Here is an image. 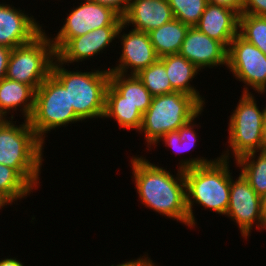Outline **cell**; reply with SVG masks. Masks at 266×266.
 Returning a JSON list of instances; mask_svg holds the SVG:
<instances>
[{
	"instance_id": "f35d334b",
	"label": "cell",
	"mask_w": 266,
	"mask_h": 266,
	"mask_svg": "<svg viewBox=\"0 0 266 266\" xmlns=\"http://www.w3.org/2000/svg\"><path fill=\"white\" fill-rule=\"evenodd\" d=\"M4 120V118L0 115V123Z\"/></svg>"
},
{
	"instance_id": "7a4b0ae2",
	"label": "cell",
	"mask_w": 266,
	"mask_h": 266,
	"mask_svg": "<svg viewBox=\"0 0 266 266\" xmlns=\"http://www.w3.org/2000/svg\"><path fill=\"white\" fill-rule=\"evenodd\" d=\"M229 162L221 157L212 160L198 156L180 159L178 167L184 170L190 228L197 224L193 212L195 204L225 216L232 175Z\"/></svg>"
},
{
	"instance_id": "1f68e13d",
	"label": "cell",
	"mask_w": 266,
	"mask_h": 266,
	"mask_svg": "<svg viewBox=\"0 0 266 266\" xmlns=\"http://www.w3.org/2000/svg\"><path fill=\"white\" fill-rule=\"evenodd\" d=\"M208 3L213 5H223L229 7L239 14H242V0H207Z\"/></svg>"
},
{
	"instance_id": "2e32d148",
	"label": "cell",
	"mask_w": 266,
	"mask_h": 266,
	"mask_svg": "<svg viewBox=\"0 0 266 266\" xmlns=\"http://www.w3.org/2000/svg\"><path fill=\"white\" fill-rule=\"evenodd\" d=\"M174 19L168 0H131L122 23L133 30L149 33Z\"/></svg>"
},
{
	"instance_id": "484cf974",
	"label": "cell",
	"mask_w": 266,
	"mask_h": 266,
	"mask_svg": "<svg viewBox=\"0 0 266 266\" xmlns=\"http://www.w3.org/2000/svg\"><path fill=\"white\" fill-rule=\"evenodd\" d=\"M137 76L152 96L175 92L171 87L165 65L159 59L142 69Z\"/></svg>"
},
{
	"instance_id": "8d00e7d4",
	"label": "cell",
	"mask_w": 266,
	"mask_h": 266,
	"mask_svg": "<svg viewBox=\"0 0 266 266\" xmlns=\"http://www.w3.org/2000/svg\"><path fill=\"white\" fill-rule=\"evenodd\" d=\"M263 135L266 141V112L264 114V121H263Z\"/></svg>"
},
{
	"instance_id": "ffe728a7",
	"label": "cell",
	"mask_w": 266,
	"mask_h": 266,
	"mask_svg": "<svg viewBox=\"0 0 266 266\" xmlns=\"http://www.w3.org/2000/svg\"><path fill=\"white\" fill-rule=\"evenodd\" d=\"M159 60L165 65L172 89L175 92L194 96L205 107L204 97L190 83L200 70L180 54L166 55Z\"/></svg>"
},
{
	"instance_id": "3957f363",
	"label": "cell",
	"mask_w": 266,
	"mask_h": 266,
	"mask_svg": "<svg viewBox=\"0 0 266 266\" xmlns=\"http://www.w3.org/2000/svg\"><path fill=\"white\" fill-rule=\"evenodd\" d=\"M13 115L0 123V164L15 169L36 190L41 183L44 143L36 136L29 120L16 125Z\"/></svg>"
},
{
	"instance_id": "d4e9b609",
	"label": "cell",
	"mask_w": 266,
	"mask_h": 266,
	"mask_svg": "<svg viewBox=\"0 0 266 266\" xmlns=\"http://www.w3.org/2000/svg\"><path fill=\"white\" fill-rule=\"evenodd\" d=\"M239 35L266 55V17L240 14Z\"/></svg>"
},
{
	"instance_id": "e575fe53",
	"label": "cell",
	"mask_w": 266,
	"mask_h": 266,
	"mask_svg": "<svg viewBox=\"0 0 266 266\" xmlns=\"http://www.w3.org/2000/svg\"><path fill=\"white\" fill-rule=\"evenodd\" d=\"M261 206H262V214L266 222V192L263 195H261Z\"/></svg>"
},
{
	"instance_id": "f1b7e54d",
	"label": "cell",
	"mask_w": 266,
	"mask_h": 266,
	"mask_svg": "<svg viewBox=\"0 0 266 266\" xmlns=\"http://www.w3.org/2000/svg\"><path fill=\"white\" fill-rule=\"evenodd\" d=\"M242 14L266 17V0H242Z\"/></svg>"
},
{
	"instance_id": "5bb4252c",
	"label": "cell",
	"mask_w": 266,
	"mask_h": 266,
	"mask_svg": "<svg viewBox=\"0 0 266 266\" xmlns=\"http://www.w3.org/2000/svg\"><path fill=\"white\" fill-rule=\"evenodd\" d=\"M28 15L25 10L0 3V45L13 49L31 42L43 31L34 16Z\"/></svg>"
},
{
	"instance_id": "d6986e66",
	"label": "cell",
	"mask_w": 266,
	"mask_h": 266,
	"mask_svg": "<svg viewBox=\"0 0 266 266\" xmlns=\"http://www.w3.org/2000/svg\"><path fill=\"white\" fill-rule=\"evenodd\" d=\"M35 90L25 83L6 77L0 81V115L4 119L9 113L20 108L25 120H29L34 110ZM19 107V108H18Z\"/></svg>"
},
{
	"instance_id": "8fae6325",
	"label": "cell",
	"mask_w": 266,
	"mask_h": 266,
	"mask_svg": "<svg viewBox=\"0 0 266 266\" xmlns=\"http://www.w3.org/2000/svg\"><path fill=\"white\" fill-rule=\"evenodd\" d=\"M231 176L229 204L226 216L238 225L241 236L247 239L255 228L266 230L262 214L261 196L258 195L245 178L239 173L236 180ZM248 236V237H247Z\"/></svg>"
},
{
	"instance_id": "603a6c76",
	"label": "cell",
	"mask_w": 266,
	"mask_h": 266,
	"mask_svg": "<svg viewBox=\"0 0 266 266\" xmlns=\"http://www.w3.org/2000/svg\"><path fill=\"white\" fill-rule=\"evenodd\" d=\"M33 187L13 168L0 164V193L12 204L33 193Z\"/></svg>"
},
{
	"instance_id": "6da1fadb",
	"label": "cell",
	"mask_w": 266,
	"mask_h": 266,
	"mask_svg": "<svg viewBox=\"0 0 266 266\" xmlns=\"http://www.w3.org/2000/svg\"><path fill=\"white\" fill-rule=\"evenodd\" d=\"M130 161L142 205L190 228L184 170L178 168L177 175H173L139 155Z\"/></svg>"
},
{
	"instance_id": "9c48e42d",
	"label": "cell",
	"mask_w": 266,
	"mask_h": 266,
	"mask_svg": "<svg viewBox=\"0 0 266 266\" xmlns=\"http://www.w3.org/2000/svg\"><path fill=\"white\" fill-rule=\"evenodd\" d=\"M79 6L73 7L65 19L63 26L54 38H51L57 53L71 38L84 35L105 26H120L122 17L112 8L90 0H83Z\"/></svg>"
},
{
	"instance_id": "ba28073f",
	"label": "cell",
	"mask_w": 266,
	"mask_h": 266,
	"mask_svg": "<svg viewBox=\"0 0 266 266\" xmlns=\"http://www.w3.org/2000/svg\"><path fill=\"white\" fill-rule=\"evenodd\" d=\"M56 53L43 30L31 42L12 49L6 78L30 85L35 91L51 74Z\"/></svg>"
},
{
	"instance_id": "44dd1931",
	"label": "cell",
	"mask_w": 266,
	"mask_h": 266,
	"mask_svg": "<svg viewBox=\"0 0 266 266\" xmlns=\"http://www.w3.org/2000/svg\"><path fill=\"white\" fill-rule=\"evenodd\" d=\"M189 26L177 19L149 32L151 43L159 58L179 54Z\"/></svg>"
},
{
	"instance_id": "d590c367",
	"label": "cell",
	"mask_w": 266,
	"mask_h": 266,
	"mask_svg": "<svg viewBox=\"0 0 266 266\" xmlns=\"http://www.w3.org/2000/svg\"><path fill=\"white\" fill-rule=\"evenodd\" d=\"M7 205H12L1 193H0V209Z\"/></svg>"
},
{
	"instance_id": "4316f807",
	"label": "cell",
	"mask_w": 266,
	"mask_h": 266,
	"mask_svg": "<svg viewBox=\"0 0 266 266\" xmlns=\"http://www.w3.org/2000/svg\"><path fill=\"white\" fill-rule=\"evenodd\" d=\"M143 114L130 103L105 102L103 119L114 118L122 129L139 131Z\"/></svg>"
},
{
	"instance_id": "ab89813d",
	"label": "cell",
	"mask_w": 266,
	"mask_h": 266,
	"mask_svg": "<svg viewBox=\"0 0 266 266\" xmlns=\"http://www.w3.org/2000/svg\"><path fill=\"white\" fill-rule=\"evenodd\" d=\"M150 266H157L154 262Z\"/></svg>"
},
{
	"instance_id": "7402d4cb",
	"label": "cell",
	"mask_w": 266,
	"mask_h": 266,
	"mask_svg": "<svg viewBox=\"0 0 266 266\" xmlns=\"http://www.w3.org/2000/svg\"><path fill=\"white\" fill-rule=\"evenodd\" d=\"M250 152L235 160L240 174L258 195L266 192V150Z\"/></svg>"
},
{
	"instance_id": "f546056e",
	"label": "cell",
	"mask_w": 266,
	"mask_h": 266,
	"mask_svg": "<svg viewBox=\"0 0 266 266\" xmlns=\"http://www.w3.org/2000/svg\"><path fill=\"white\" fill-rule=\"evenodd\" d=\"M90 1L96 2L103 6L110 7L115 12H117L121 17H123L129 8L131 0H90Z\"/></svg>"
},
{
	"instance_id": "5b68a950",
	"label": "cell",
	"mask_w": 266,
	"mask_h": 266,
	"mask_svg": "<svg viewBox=\"0 0 266 266\" xmlns=\"http://www.w3.org/2000/svg\"><path fill=\"white\" fill-rule=\"evenodd\" d=\"M204 106L194 97L181 92L153 96L152 103L142 116L138 132L144 133L147 147L151 150L166 133L177 131L194 117Z\"/></svg>"
},
{
	"instance_id": "9a60e30c",
	"label": "cell",
	"mask_w": 266,
	"mask_h": 266,
	"mask_svg": "<svg viewBox=\"0 0 266 266\" xmlns=\"http://www.w3.org/2000/svg\"><path fill=\"white\" fill-rule=\"evenodd\" d=\"M120 26L97 28L84 35L71 38L57 53L56 58L63 64L82 62L103 52L117 38Z\"/></svg>"
},
{
	"instance_id": "4dcf8cb0",
	"label": "cell",
	"mask_w": 266,
	"mask_h": 266,
	"mask_svg": "<svg viewBox=\"0 0 266 266\" xmlns=\"http://www.w3.org/2000/svg\"><path fill=\"white\" fill-rule=\"evenodd\" d=\"M11 51L12 49L0 45V81L6 77Z\"/></svg>"
},
{
	"instance_id": "e0dca14e",
	"label": "cell",
	"mask_w": 266,
	"mask_h": 266,
	"mask_svg": "<svg viewBox=\"0 0 266 266\" xmlns=\"http://www.w3.org/2000/svg\"><path fill=\"white\" fill-rule=\"evenodd\" d=\"M239 15L229 7L208 3L195 27L228 49L233 38L239 34Z\"/></svg>"
},
{
	"instance_id": "cb8c5ba5",
	"label": "cell",
	"mask_w": 266,
	"mask_h": 266,
	"mask_svg": "<svg viewBox=\"0 0 266 266\" xmlns=\"http://www.w3.org/2000/svg\"><path fill=\"white\" fill-rule=\"evenodd\" d=\"M203 111L204 110H202L196 117L184 126H181L177 131L166 133L155 145L158 146L157 144H160V142L163 141L165 147L167 146L170 149L172 148V150L178 154L190 151L191 148L193 149V147L197 145L196 142H198V133L195 131L196 128H198V124L196 125L195 120Z\"/></svg>"
},
{
	"instance_id": "836d02e7",
	"label": "cell",
	"mask_w": 266,
	"mask_h": 266,
	"mask_svg": "<svg viewBox=\"0 0 266 266\" xmlns=\"http://www.w3.org/2000/svg\"><path fill=\"white\" fill-rule=\"evenodd\" d=\"M0 266H24L20 260L15 257L5 258L0 260Z\"/></svg>"
},
{
	"instance_id": "277c9868",
	"label": "cell",
	"mask_w": 266,
	"mask_h": 266,
	"mask_svg": "<svg viewBox=\"0 0 266 266\" xmlns=\"http://www.w3.org/2000/svg\"><path fill=\"white\" fill-rule=\"evenodd\" d=\"M57 58L51 67V74L68 90L70 106L83 121L103 118L106 91L110 83L109 69H94L90 72L68 71Z\"/></svg>"
},
{
	"instance_id": "7c38bea8",
	"label": "cell",
	"mask_w": 266,
	"mask_h": 266,
	"mask_svg": "<svg viewBox=\"0 0 266 266\" xmlns=\"http://www.w3.org/2000/svg\"><path fill=\"white\" fill-rule=\"evenodd\" d=\"M125 27L122 23L117 32V38H120L122 45V53L118 59L119 64L108 69L110 72H117L124 75H129V73L130 75H137L142 69L155 63L159 57L151 43L149 33L133 29L125 33L123 31Z\"/></svg>"
},
{
	"instance_id": "8992f818",
	"label": "cell",
	"mask_w": 266,
	"mask_h": 266,
	"mask_svg": "<svg viewBox=\"0 0 266 266\" xmlns=\"http://www.w3.org/2000/svg\"><path fill=\"white\" fill-rule=\"evenodd\" d=\"M82 122L70 106L69 92L50 74L35 91L34 110L29 119L31 128L43 142L51 130Z\"/></svg>"
},
{
	"instance_id": "4fadbf2b",
	"label": "cell",
	"mask_w": 266,
	"mask_h": 266,
	"mask_svg": "<svg viewBox=\"0 0 266 266\" xmlns=\"http://www.w3.org/2000/svg\"><path fill=\"white\" fill-rule=\"evenodd\" d=\"M228 49L218 40L208 37L196 27H189L179 54L193 63L200 71L226 65Z\"/></svg>"
},
{
	"instance_id": "30bf717a",
	"label": "cell",
	"mask_w": 266,
	"mask_h": 266,
	"mask_svg": "<svg viewBox=\"0 0 266 266\" xmlns=\"http://www.w3.org/2000/svg\"><path fill=\"white\" fill-rule=\"evenodd\" d=\"M228 68L236 80L246 85L242 93H251L249 87L257 91L266 85V55L239 34L228 48Z\"/></svg>"
},
{
	"instance_id": "52a82bcc",
	"label": "cell",
	"mask_w": 266,
	"mask_h": 266,
	"mask_svg": "<svg viewBox=\"0 0 266 266\" xmlns=\"http://www.w3.org/2000/svg\"><path fill=\"white\" fill-rule=\"evenodd\" d=\"M256 98L252 93H242L239 102L230 115L228 134L229 148L220 156L229 160L231 155L238 159L250 152L266 150V141L263 135V121L265 111L257 106ZM230 151V152H229Z\"/></svg>"
},
{
	"instance_id": "ac0fdd59",
	"label": "cell",
	"mask_w": 266,
	"mask_h": 266,
	"mask_svg": "<svg viewBox=\"0 0 266 266\" xmlns=\"http://www.w3.org/2000/svg\"><path fill=\"white\" fill-rule=\"evenodd\" d=\"M153 96L137 75L110 72V83L105 102L130 103L144 114L152 103Z\"/></svg>"
},
{
	"instance_id": "74e56055",
	"label": "cell",
	"mask_w": 266,
	"mask_h": 266,
	"mask_svg": "<svg viewBox=\"0 0 266 266\" xmlns=\"http://www.w3.org/2000/svg\"><path fill=\"white\" fill-rule=\"evenodd\" d=\"M256 92H258V94H264L266 92V85L263 86L261 89L257 90ZM263 110L266 112V105Z\"/></svg>"
},
{
	"instance_id": "83f0119b",
	"label": "cell",
	"mask_w": 266,
	"mask_h": 266,
	"mask_svg": "<svg viewBox=\"0 0 266 266\" xmlns=\"http://www.w3.org/2000/svg\"><path fill=\"white\" fill-rule=\"evenodd\" d=\"M172 8L174 18L188 25L195 27L202 16L207 0H168Z\"/></svg>"
},
{
	"instance_id": "d6a6232c",
	"label": "cell",
	"mask_w": 266,
	"mask_h": 266,
	"mask_svg": "<svg viewBox=\"0 0 266 266\" xmlns=\"http://www.w3.org/2000/svg\"><path fill=\"white\" fill-rule=\"evenodd\" d=\"M147 256V257H146ZM153 263V260H151L147 255H143L142 257L140 256L137 259H133V260H129V261H125V263H119L116 266H150ZM111 266H114V264H112Z\"/></svg>"
}]
</instances>
